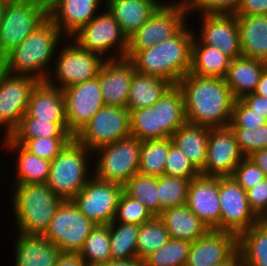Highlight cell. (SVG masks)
Masks as SVG:
<instances>
[{"instance_id": "obj_1", "label": "cell", "mask_w": 267, "mask_h": 266, "mask_svg": "<svg viewBox=\"0 0 267 266\" xmlns=\"http://www.w3.org/2000/svg\"><path fill=\"white\" fill-rule=\"evenodd\" d=\"M177 86L184 97L187 123L209 128L229 125L235 98L225 78L188 73Z\"/></svg>"}, {"instance_id": "obj_2", "label": "cell", "mask_w": 267, "mask_h": 266, "mask_svg": "<svg viewBox=\"0 0 267 266\" xmlns=\"http://www.w3.org/2000/svg\"><path fill=\"white\" fill-rule=\"evenodd\" d=\"M189 23L170 40L139 52H127L137 73L155 76L177 85L190 72L194 31Z\"/></svg>"}, {"instance_id": "obj_3", "label": "cell", "mask_w": 267, "mask_h": 266, "mask_svg": "<svg viewBox=\"0 0 267 266\" xmlns=\"http://www.w3.org/2000/svg\"><path fill=\"white\" fill-rule=\"evenodd\" d=\"M65 39L48 17L18 46L2 57L4 71L46 81L54 64L53 59L56 57L58 46H62L61 42Z\"/></svg>"}, {"instance_id": "obj_4", "label": "cell", "mask_w": 267, "mask_h": 266, "mask_svg": "<svg viewBox=\"0 0 267 266\" xmlns=\"http://www.w3.org/2000/svg\"><path fill=\"white\" fill-rule=\"evenodd\" d=\"M11 188L10 204L17 233L44 236L64 200L57 197L47 183L13 184Z\"/></svg>"}, {"instance_id": "obj_5", "label": "cell", "mask_w": 267, "mask_h": 266, "mask_svg": "<svg viewBox=\"0 0 267 266\" xmlns=\"http://www.w3.org/2000/svg\"><path fill=\"white\" fill-rule=\"evenodd\" d=\"M91 156L93 152L73 138L51 161L47 185L57 197L72 200L87 184L93 176Z\"/></svg>"}, {"instance_id": "obj_6", "label": "cell", "mask_w": 267, "mask_h": 266, "mask_svg": "<svg viewBox=\"0 0 267 266\" xmlns=\"http://www.w3.org/2000/svg\"><path fill=\"white\" fill-rule=\"evenodd\" d=\"M141 141L129 136L97 148L91 163L97 179L124 185L138 173ZM96 156V158H95ZM95 159V160H94Z\"/></svg>"}, {"instance_id": "obj_7", "label": "cell", "mask_w": 267, "mask_h": 266, "mask_svg": "<svg viewBox=\"0 0 267 266\" xmlns=\"http://www.w3.org/2000/svg\"><path fill=\"white\" fill-rule=\"evenodd\" d=\"M56 54L46 82L61 90L95 78L106 60L98 53L80 48L71 38L64 40Z\"/></svg>"}, {"instance_id": "obj_8", "label": "cell", "mask_w": 267, "mask_h": 266, "mask_svg": "<svg viewBox=\"0 0 267 266\" xmlns=\"http://www.w3.org/2000/svg\"><path fill=\"white\" fill-rule=\"evenodd\" d=\"M48 18L43 0H7L0 24V57L18 46Z\"/></svg>"}, {"instance_id": "obj_9", "label": "cell", "mask_w": 267, "mask_h": 266, "mask_svg": "<svg viewBox=\"0 0 267 266\" xmlns=\"http://www.w3.org/2000/svg\"><path fill=\"white\" fill-rule=\"evenodd\" d=\"M102 11L71 39L80 48L98 53L106 60L125 58L128 39L109 10L103 7Z\"/></svg>"}, {"instance_id": "obj_10", "label": "cell", "mask_w": 267, "mask_h": 266, "mask_svg": "<svg viewBox=\"0 0 267 266\" xmlns=\"http://www.w3.org/2000/svg\"><path fill=\"white\" fill-rule=\"evenodd\" d=\"M190 13L186 0L159 7L128 39L127 52H139L175 37L188 23Z\"/></svg>"}, {"instance_id": "obj_11", "label": "cell", "mask_w": 267, "mask_h": 266, "mask_svg": "<svg viewBox=\"0 0 267 266\" xmlns=\"http://www.w3.org/2000/svg\"><path fill=\"white\" fill-rule=\"evenodd\" d=\"M96 226L72 200H64L54 213L44 237L61 252L79 253Z\"/></svg>"}, {"instance_id": "obj_12", "label": "cell", "mask_w": 267, "mask_h": 266, "mask_svg": "<svg viewBox=\"0 0 267 266\" xmlns=\"http://www.w3.org/2000/svg\"><path fill=\"white\" fill-rule=\"evenodd\" d=\"M131 136L130 112L127 108L104 106L74 137L91 152Z\"/></svg>"}, {"instance_id": "obj_13", "label": "cell", "mask_w": 267, "mask_h": 266, "mask_svg": "<svg viewBox=\"0 0 267 266\" xmlns=\"http://www.w3.org/2000/svg\"><path fill=\"white\" fill-rule=\"evenodd\" d=\"M39 81L29 75L3 71L0 76V128L10 136L27 112L30 94ZM4 127V128H3Z\"/></svg>"}, {"instance_id": "obj_14", "label": "cell", "mask_w": 267, "mask_h": 266, "mask_svg": "<svg viewBox=\"0 0 267 266\" xmlns=\"http://www.w3.org/2000/svg\"><path fill=\"white\" fill-rule=\"evenodd\" d=\"M122 191V185L93 175L72 201L95 224L108 225L114 220Z\"/></svg>"}, {"instance_id": "obj_15", "label": "cell", "mask_w": 267, "mask_h": 266, "mask_svg": "<svg viewBox=\"0 0 267 266\" xmlns=\"http://www.w3.org/2000/svg\"><path fill=\"white\" fill-rule=\"evenodd\" d=\"M220 231L239 236L260 219L253 213L247 191L232 176L219 177Z\"/></svg>"}, {"instance_id": "obj_16", "label": "cell", "mask_w": 267, "mask_h": 266, "mask_svg": "<svg viewBox=\"0 0 267 266\" xmlns=\"http://www.w3.org/2000/svg\"><path fill=\"white\" fill-rule=\"evenodd\" d=\"M68 132L75 137L93 116L105 106L99 79L78 83L62 89Z\"/></svg>"}, {"instance_id": "obj_17", "label": "cell", "mask_w": 267, "mask_h": 266, "mask_svg": "<svg viewBox=\"0 0 267 266\" xmlns=\"http://www.w3.org/2000/svg\"><path fill=\"white\" fill-rule=\"evenodd\" d=\"M244 158L229 126L209 128L206 163L200 174L206 177L232 176Z\"/></svg>"}, {"instance_id": "obj_18", "label": "cell", "mask_w": 267, "mask_h": 266, "mask_svg": "<svg viewBox=\"0 0 267 266\" xmlns=\"http://www.w3.org/2000/svg\"><path fill=\"white\" fill-rule=\"evenodd\" d=\"M201 15V16H200ZM201 26L196 37L203 43L220 49L231 60L241 57L240 33L234 14H200ZM200 34V35H199Z\"/></svg>"}, {"instance_id": "obj_19", "label": "cell", "mask_w": 267, "mask_h": 266, "mask_svg": "<svg viewBox=\"0 0 267 266\" xmlns=\"http://www.w3.org/2000/svg\"><path fill=\"white\" fill-rule=\"evenodd\" d=\"M100 4L105 6V0H51L48 17L69 39L100 12Z\"/></svg>"}, {"instance_id": "obj_20", "label": "cell", "mask_w": 267, "mask_h": 266, "mask_svg": "<svg viewBox=\"0 0 267 266\" xmlns=\"http://www.w3.org/2000/svg\"><path fill=\"white\" fill-rule=\"evenodd\" d=\"M238 251V236L232 232L210 230L191 242L185 266H215L227 262Z\"/></svg>"}, {"instance_id": "obj_21", "label": "cell", "mask_w": 267, "mask_h": 266, "mask_svg": "<svg viewBox=\"0 0 267 266\" xmlns=\"http://www.w3.org/2000/svg\"><path fill=\"white\" fill-rule=\"evenodd\" d=\"M135 69L127 58L105 60L98 73L105 106L127 108L129 89Z\"/></svg>"}, {"instance_id": "obj_22", "label": "cell", "mask_w": 267, "mask_h": 266, "mask_svg": "<svg viewBox=\"0 0 267 266\" xmlns=\"http://www.w3.org/2000/svg\"><path fill=\"white\" fill-rule=\"evenodd\" d=\"M186 205L210 230L220 231L219 177L192 179Z\"/></svg>"}, {"instance_id": "obj_23", "label": "cell", "mask_w": 267, "mask_h": 266, "mask_svg": "<svg viewBox=\"0 0 267 266\" xmlns=\"http://www.w3.org/2000/svg\"><path fill=\"white\" fill-rule=\"evenodd\" d=\"M23 117L50 120V122H66L65 101L62 90L39 81L33 88Z\"/></svg>"}, {"instance_id": "obj_24", "label": "cell", "mask_w": 267, "mask_h": 266, "mask_svg": "<svg viewBox=\"0 0 267 266\" xmlns=\"http://www.w3.org/2000/svg\"><path fill=\"white\" fill-rule=\"evenodd\" d=\"M13 242L15 266H55L61 251L44 236L17 233Z\"/></svg>"}, {"instance_id": "obj_25", "label": "cell", "mask_w": 267, "mask_h": 266, "mask_svg": "<svg viewBox=\"0 0 267 266\" xmlns=\"http://www.w3.org/2000/svg\"><path fill=\"white\" fill-rule=\"evenodd\" d=\"M4 149L12 153L15 163V180L13 184L47 183L51 162L27 151L10 136L2 138ZM15 152V153H14ZM14 153V155H13Z\"/></svg>"}, {"instance_id": "obj_26", "label": "cell", "mask_w": 267, "mask_h": 266, "mask_svg": "<svg viewBox=\"0 0 267 266\" xmlns=\"http://www.w3.org/2000/svg\"><path fill=\"white\" fill-rule=\"evenodd\" d=\"M129 39L160 7L151 0H105V6Z\"/></svg>"}, {"instance_id": "obj_27", "label": "cell", "mask_w": 267, "mask_h": 266, "mask_svg": "<svg viewBox=\"0 0 267 266\" xmlns=\"http://www.w3.org/2000/svg\"><path fill=\"white\" fill-rule=\"evenodd\" d=\"M242 56L267 64V15H236Z\"/></svg>"}, {"instance_id": "obj_28", "label": "cell", "mask_w": 267, "mask_h": 266, "mask_svg": "<svg viewBox=\"0 0 267 266\" xmlns=\"http://www.w3.org/2000/svg\"><path fill=\"white\" fill-rule=\"evenodd\" d=\"M158 218L163 222L172 239L194 242L210 231L209 227L186 204L164 209Z\"/></svg>"}, {"instance_id": "obj_29", "label": "cell", "mask_w": 267, "mask_h": 266, "mask_svg": "<svg viewBox=\"0 0 267 266\" xmlns=\"http://www.w3.org/2000/svg\"><path fill=\"white\" fill-rule=\"evenodd\" d=\"M266 67V63L244 56L231 60L225 80L235 100L256 91Z\"/></svg>"}, {"instance_id": "obj_30", "label": "cell", "mask_w": 267, "mask_h": 266, "mask_svg": "<svg viewBox=\"0 0 267 266\" xmlns=\"http://www.w3.org/2000/svg\"><path fill=\"white\" fill-rule=\"evenodd\" d=\"M173 145L188 157L192 165L201 172L206 163L209 127L186 123L171 136Z\"/></svg>"}, {"instance_id": "obj_31", "label": "cell", "mask_w": 267, "mask_h": 266, "mask_svg": "<svg viewBox=\"0 0 267 266\" xmlns=\"http://www.w3.org/2000/svg\"><path fill=\"white\" fill-rule=\"evenodd\" d=\"M158 139L171 138L172 134L187 123L184 97L177 85H173L157 101Z\"/></svg>"}, {"instance_id": "obj_32", "label": "cell", "mask_w": 267, "mask_h": 266, "mask_svg": "<svg viewBox=\"0 0 267 266\" xmlns=\"http://www.w3.org/2000/svg\"><path fill=\"white\" fill-rule=\"evenodd\" d=\"M231 59L220 49L203 44L194 35L191 54V74L202 77L225 78Z\"/></svg>"}, {"instance_id": "obj_33", "label": "cell", "mask_w": 267, "mask_h": 266, "mask_svg": "<svg viewBox=\"0 0 267 266\" xmlns=\"http://www.w3.org/2000/svg\"><path fill=\"white\" fill-rule=\"evenodd\" d=\"M173 84L165 79L135 72L131 81L127 109L151 107Z\"/></svg>"}, {"instance_id": "obj_34", "label": "cell", "mask_w": 267, "mask_h": 266, "mask_svg": "<svg viewBox=\"0 0 267 266\" xmlns=\"http://www.w3.org/2000/svg\"><path fill=\"white\" fill-rule=\"evenodd\" d=\"M238 251L246 266H267V223H255L238 236Z\"/></svg>"}, {"instance_id": "obj_35", "label": "cell", "mask_w": 267, "mask_h": 266, "mask_svg": "<svg viewBox=\"0 0 267 266\" xmlns=\"http://www.w3.org/2000/svg\"><path fill=\"white\" fill-rule=\"evenodd\" d=\"M172 144L171 138L141 141L138 173L154 177L163 176Z\"/></svg>"}, {"instance_id": "obj_36", "label": "cell", "mask_w": 267, "mask_h": 266, "mask_svg": "<svg viewBox=\"0 0 267 266\" xmlns=\"http://www.w3.org/2000/svg\"><path fill=\"white\" fill-rule=\"evenodd\" d=\"M79 255L87 266H100L112 259L109 225H97L88 235Z\"/></svg>"}, {"instance_id": "obj_37", "label": "cell", "mask_w": 267, "mask_h": 266, "mask_svg": "<svg viewBox=\"0 0 267 266\" xmlns=\"http://www.w3.org/2000/svg\"><path fill=\"white\" fill-rule=\"evenodd\" d=\"M108 225L112 259L136 257L139 225L114 221Z\"/></svg>"}, {"instance_id": "obj_38", "label": "cell", "mask_w": 267, "mask_h": 266, "mask_svg": "<svg viewBox=\"0 0 267 266\" xmlns=\"http://www.w3.org/2000/svg\"><path fill=\"white\" fill-rule=\"evenodd\" d=\"M123 191L146 206L154 217L159 216L157 177L137 173L123 185Z\"/></svg>"}, {"instance_id": "obj_39", "label": "cell", "mask_w": 267, "mask_h": 266, "mask_svg": "<svg viewBox=\"0 0 267 266\" xmlns=\"http://www.w3.org/2000/svg\"><path fill=\"white\" fill-rule=\"evenodd\" d=\"M171 239L163 222L154 217L149 222L139 225L137 236V257L145 259L151 253L160 249Z\"/></svg>"}, {"instance_id": "obj_40", "label": "cell", "mask_w": 267, "mask_h": 266, "mask_svg": "<svg viewBox=\"0 0 267 266\" xmlns=\"http://www.w3.org/2000/svg\"><path fill=\"white\" fill-rule=\"evenodd\" d=\"M191 180L167 175L157 177L159 215L164 209L179 207L187 203Z\"/></svg>"}, {"instance_id": "obj_41", "label": "cell", "mask_w": 267, "mask_h": 266, "mask_svg": "<svg viewBox=\"0 0 267 266\" xmlns=\"http://www.w3.org/2000/svg\"><path fill=\"white\" fill-rule=\"evenodd\" d=\"M11 138L73 137L66 122H50L33 117H22Z\"/></svg>"}, {"instance_id": "obj_42", "label": "cell", "mask_w": 267, "mask_h": 266, "mask_svg": "<svg viewBox=\"0 0 267 266\" xmlns=\"http://www.w3.org/2000/svg\"><path fill=\"white\" fill-rule=\"evenodd\" d=\"M190 247L189 241L171 238L160 249L144 259V266H185Z\"/></svg>"}, {"instance_id": "obj_43", "label": "cell", "mask_w": 267, "mask_h": 266, "mask_svg": "<svg viewBox=\"0 0 267 266\" xmlns=\"http://www.w3.org/2000/svg\"><path fill=\"white\" fill-rule=\"evenodd\" d=\"M130 112V133L140 141L158 139L157 101L151 107Z\"/></svg>"}, {"instance_id": "obj_44", "label": "cell", "mask_w": 267, "mask_h": 266, "mask_svg": "<svg viewBox=\"0 0 267 266\" xmlns=\"http://www.w3.org/2000/svg\"><path fill=\"white\" fill-rule=\"evenodd\" d=\"M74 137L12 138L27 151L42 159L52 161Z\"/></svg>"}, {"instance_id": "obj_45", "label": "cell", "mask_w": 267, "mask_h": 266, "mask_svg": "<svg viewBox=\"0 0 267 266\" xmlns=\"http://www.w3.org/2000/svg\"><path fill=\"white\" fill-rule=\"evenodd\" d=\"M153 218L154 216L146 206L122 191L118 200L114 222L141 225Z\"/></svg>"}, {"instance_id": "obj_46", "label": "cell", "mask_w": 267, "mask_h": 266, "mask_svg": "<svg viewBox=\"0 0 267 266\" xmlns=\"http://www.w3.org/2000/svg\"><path fill=\"white\" fill-rule=\"evenodd\" d=\"M239 149L245 157L257 150L267 149V123L256 128H231Z\"/></svg>"}, {"instance_id": "obj_47", "label": "cell", "mask_w": 267, "mask_h": 266, "mask_svg": "<svg viewBox=\"0 0 267 266\" xmlns=\"http://www.w3.org/2000/svg\"><path fill=\"white\" fill-rule=\"evenodd\" d=\"M164 175L194 179L201 174L192 165L184 152L172 144L167 155Z\"/></svg>"}, {"instance_id": "obj_48", "label": "cell", "mask_w": 267, "mask_h": 266, "mask_svg": "<svg viewBox=\"0 0 267 266\" xmlns=\"http://www.w3.org/2000/svg\"><path fill=\"white\" fill-rule=\"evenodd\" d=\"M188 11L199 14H235L241 0H186Z\"/></svg>"}, {"instance_id": "obj_49", "label": "cell", "mask_w": 267, "mask_h": 266, "mask_svg": "<svg viewBox=\"0 0 267 266\" xmlns=\"http://www.w3.org/2000/svg\"><path fill=\"white\" fill-rule=\"evenodd\" d=\"M267 123V119L249 108L241 99L235 100L233 104L230 128L256 129Z\"/></svg>"}, {"instance_id": "obj_50", "label": "cell", "mask_w": 267, "mask_h": 266, "mask_svg": "<svg viewBox=\"0 0 267 266\" xmlns=\"http://www.w3.org/2000/svg\"><path fill=\"white\" fill-rule=\"evenodd\" d=\"M232 177L245 191L267 178L266 174L249 157H245L239 163Z\"/></svg>"}, {"instance_id": "obj_51", "label": "cell", "mask_w": 267, "mask_h": 266, "mask_svg": "<svg viewBox=\"0 0 267 266\" xmlns=\"http://www.w3.org/2000/svg\"><path fill=\"white\" fill-rule=\"evenodd\" d=\"M247 198L253 213L263 220L267 216V178L247 190Z\"/></svg>"}, {"instance_id": "obj_52", "label": "cell", "mask_w": 267, "mask_h": 266, "mask_svg": "<svg viewBox=\"0 0 267 266\" xmlns=\"http://www.w3.org/2000/svg\"><path fill=\"white\" fill-rule=\"evenodd\" d=\"M267 15V0H241L234 15Z\"/></svg>"}, {"instance_id": "obj_53", "label": "cell", "mask_w": 267, "mask_h": 266, "mask_svg": "<svg viewBox=\"0 0 267 266\" xmlns=\"http://www.w3.org/2000/svg\"><path fill=\"white\" fill-rule=\"evenodd\" d=\"M241 100L254 112L263 115V117L267 119V98L253 93L244 96Z\"/></svg>"}, {"instance_id": "obj_54", "label": "cell", "mask_w": 267, "mask_h": 266, "mask_svg": "<svg viewBox=\"0 0 267 266\" xmlns=\"http://www.w3.org/2000/svg\"><path fill=\"white\" fill-rule=\"evenodd\" d=\"M55 266H87L79 253L61 252Z\"/></svg>"}, {"instance_id": "obj_55", "label": "cell", "mask_w": 267, "mask_h": 266, "mask_svg": "<svg viewBox=\"0 0 267 266\" xmlns=\"http://www.w3.org/2000/svg\"><path fill=\"white\" fill-rule=\"evenodd\" d=\"M100 266H144V260L137 256L126 259H110Z\"/></svg>"}, {"instance_id": "obj_56", "label": "cell", "mask_w": 267, "mask_h": 266, "mask_svg": "<svg viewBox=\"0 0 267 266\" xmlns=\"http://www.w3.org/2000/svg\"><path fill=\"white\" fill-rule=\"evenodd\" d=\"M267 176V149L257 150L248 156Z\"/></svg>"}, {"instance_id": "obj_57", "label": "cell", "mask_w": 267, "mask_h": 266, "mask_svg": "<svg viewBox=\"0 0 267 266\" xmlns=\"http://www.w3.org/2000/svg\"><path fill=\"white\" fill-rule=\"evenodd\" d=\"M256 95L267 98V67L263 70L256 91Z\"/></svg>"}, {"instance_id": "obj_58", "label": "cell", "mask_w": 267, "mask_h": 266, "mask_svg": "<svg viewBox=\"0 0 267 266\" xmlns=\"http://www.w3.org/2000/svg\"><path fill=\"white\" fill-rule=\"evenodd\" d=\"M240 263L241 257L239 251H237L227 262L215 266H240Z\"/></svg>"}, {"instance_id": "obj_59", "label": "cell", "mask_w": 267, "mask_h": 266, "mask_svg": "<svg viewBox=\"0 0 267 266\" xmlns=\"http://www.w3.org/2000/svg\"><path fill=\"white\" fill-rule=\"evenodd\" d=\"M151 1L155 2L160 7H164V6L173 5V4H175V3H177V2H179L181 0H175V2H174V0H172V2H167V3L165 2V0H164V2L162 0H161V2H160V0H151Z\"/></svg>"}, {"instance_id": "obj_60", "label": "cell", "mask_w": 267, "mask_h": 266, "mask_svg": "<svg viewBox=\"0 0 267 266\" xmlns=\"http://www.w3.org/2000/svg\"><path fill=\"white\" fill-rule=\"evenodd\" d=\"M6 2H7V0H0V24L2 22Z\"/></svg>"}, {"instance_id": "obj_61", "label": "cell", "mask_w": 267, "mask_h": 266, "mask_svg": "<svg viewBox=\"0 0 267 266\" xmlns=\"http://www.w3.org/2000/svg\"><path fill=\"white\" fill-rule=\"evenodd\" d=\"M4 71V68H3V61H2V58L0 57V76H1V73Z\"/></svg>"}, {"instance_id": "obj_62", "label": "cell", "mask_w": 267, "mask_h": 266, "mask_svg": "<svg viewBox=\"0 0 267 266\" xmlns=\"http://www.w3.org/2000/svg\"><path fill=\"white\" fill-rule=\"evenodd\" d=\"M43 1H45L48 4L51 0H43Z\"/></svg>"}, {"instance_id": "obj_63", "label": "cell", "mask_w": 267, "mask_h": 266, "mask_svg": "<svg viewBox=\"0 0 267 266\" xmlns=\"http://www.w3.org/2000/svg\"><path fill=\"white\" fill-rule=\"evenodd\" d=\"M263 221H265L267 223V216L263 219Z\"/></svg>"}]
</instances>
